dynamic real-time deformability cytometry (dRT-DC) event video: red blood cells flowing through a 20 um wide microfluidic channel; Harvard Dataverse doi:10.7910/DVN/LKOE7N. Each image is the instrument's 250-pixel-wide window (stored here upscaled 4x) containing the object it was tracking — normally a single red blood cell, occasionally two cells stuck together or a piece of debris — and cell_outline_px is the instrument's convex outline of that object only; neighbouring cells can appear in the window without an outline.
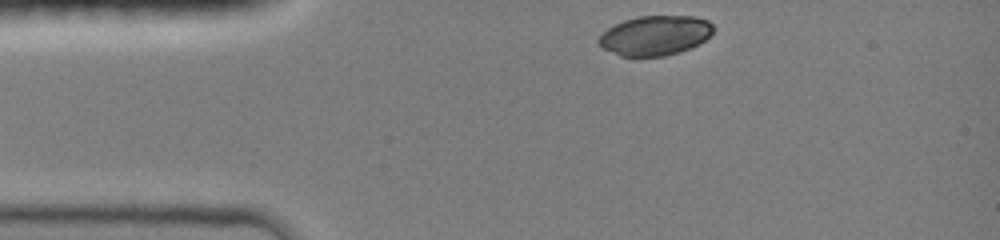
{"species": "common noctule bat (a hibernating species)", "species_latin": "Nyctalus noctula", "temperature_condition": "room temperature", "stored_images_in_passage": 69, "camera_frame_rate_fps": 3000, "um_per_image_px": 0.085, "animal": {"sex": "female", "body_mass_g": 19.0, "forearm_length_mm": 51.5}, "frame": {"image": 1, "passage_image": 1, "time_ms": 0.0, "image_size_px": [1000, 240], "cell_outline_px": [[712, 32], [704, 40], [680, 52], [664, 56], [620, 56], [600, 48], [596, 44], [596, 40], [608, 28], [624, 20], [640, 16], [696, 16], [708, 20], [712, 24]], "centroid_in_image_um": [55.63, 3.02], "position_along_channel_um": 29.4, "area_um2": 26.47}}
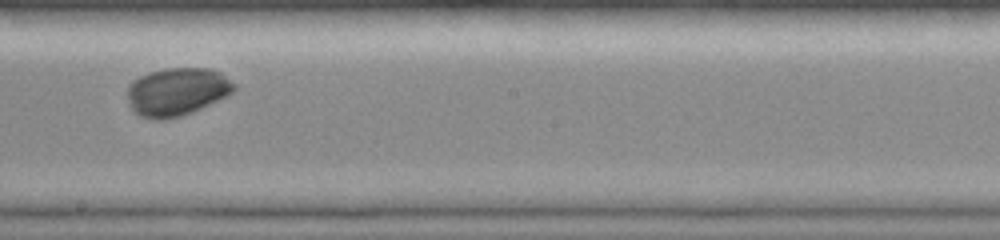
{"frame": {"image": 2, "passage_image": 32, "time_ms": 6.0, "image_size_px": [1000, 240], "cell_outline_px": [[236, 88], [228, 96], [192, 112], [180, 116], [164, 120], [152, 120], [140, 116], [132, 108], [128, 100], [128, 84], [132, 80], [148, 72], [164, 68], [208, 68], [220, 72], [236, 84]], "centroid_in_image_um": [15.04, 7.79], "position_along_channel_um": 233.2, "area_um2": 30.06}}
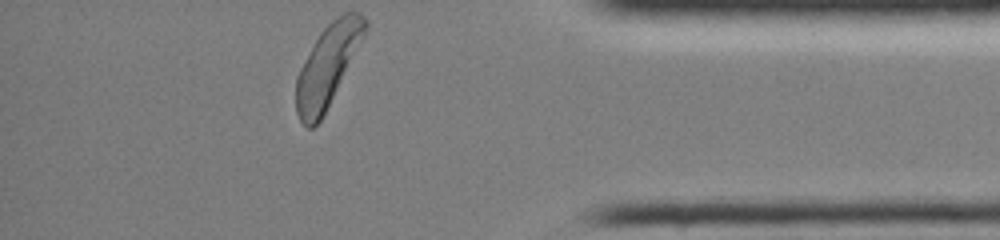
{"frame": {"image": 3, "passage_image": 68, "time_ms": 10.667, "image_size_px": [1000, 240], "cell_outline_px": [[368, 28], [364, 36], [320, 120], [312, 128], [308, 128], [300, 120], [296, 112], [296, 76], [300, 68], [320, 32], [332, 20], [344, 12], [360, 12], [368, 20]], "centroid_in_image_um": [27.84, 5.54], "position_along_channel_um": 407.4, "area_um2": 31.85}}